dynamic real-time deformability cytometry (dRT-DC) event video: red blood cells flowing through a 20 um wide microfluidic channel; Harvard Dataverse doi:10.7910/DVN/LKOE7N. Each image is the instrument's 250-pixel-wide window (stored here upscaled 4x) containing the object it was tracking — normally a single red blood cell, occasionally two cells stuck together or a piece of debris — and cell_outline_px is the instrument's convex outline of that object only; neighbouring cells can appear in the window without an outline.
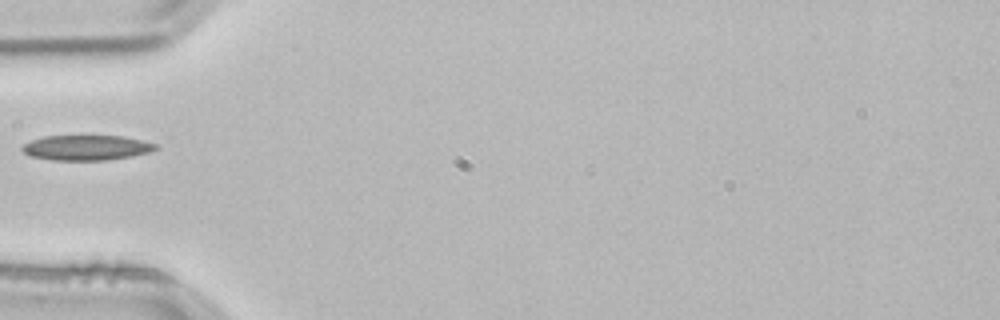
{"species": "common noctule bat (a hibernating species)", "species_latin": "Nyctalus noctula", "temperature_condition": "room temperature", "stored_images_in_passage": 1, "camera_frame_rate_fps": 3000, "um_per_image_px": 0.085, "animal": {"sex": "male", "body_mass_g": 21.5, "forearm_length_mm": 52.0}, "frame": {"image": 1, "passage_image": 1, "time_ms": 0.0, "image_size_px": [1000, 320], "cell_outline_px": [[160, 148], [148, 152], [132, 156], [108, 160], [52, 160], [28, 156], [20, 148], [24, 144], [32, 140], [44, 136], [124, 136], [156, 144]], "centroid_in_image_um": [7.33, 12.56], "position_along_channel_um": 77.7, "area_um2": 19.54}}